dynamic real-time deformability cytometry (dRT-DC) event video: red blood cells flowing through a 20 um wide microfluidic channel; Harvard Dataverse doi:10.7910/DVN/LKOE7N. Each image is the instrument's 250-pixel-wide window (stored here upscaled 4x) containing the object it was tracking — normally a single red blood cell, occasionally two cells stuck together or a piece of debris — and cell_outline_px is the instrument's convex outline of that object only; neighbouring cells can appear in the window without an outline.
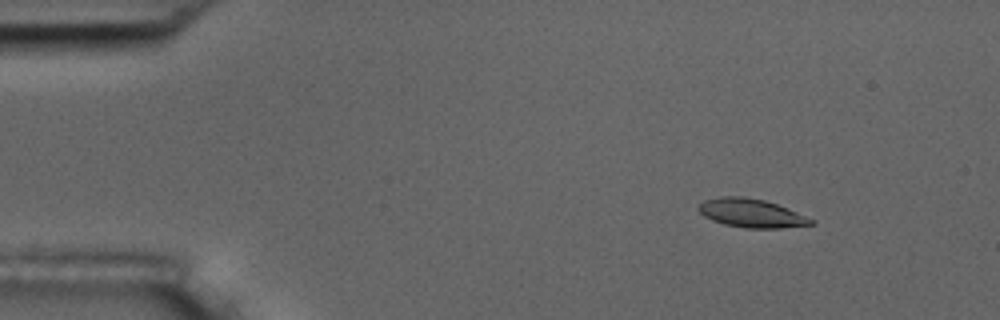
{"species": "common noctule bat (a hibernating species)", "species_latin": "Nyctalus noctula", "temperature_condition": "room temperature", "stored_images_in_passage": 56, "camera_frame_rate_fps": 3000, "um_per_image_px": 0.085, "animal": {"sex": "male", "body_mass_g": 17.5, "forearm_length_mm": 52.3}, "frame": {"image": 1, "passage_image": 7, "time_ms": 2.0, "image_size_px": [1000, 320], "cell_outline_px": [[816, 224], [780, 228], [744, 228], [724, 224], [712, 220], [704, 216], [696, 208], [704, 200], [720, 196], [744, 196], [764, 200], [776, 204], [816, 220]], "centroid_in_image_um": [63.86, 18.12], "position_along_channel_um": 21.1, "area_um2": 18.79}}
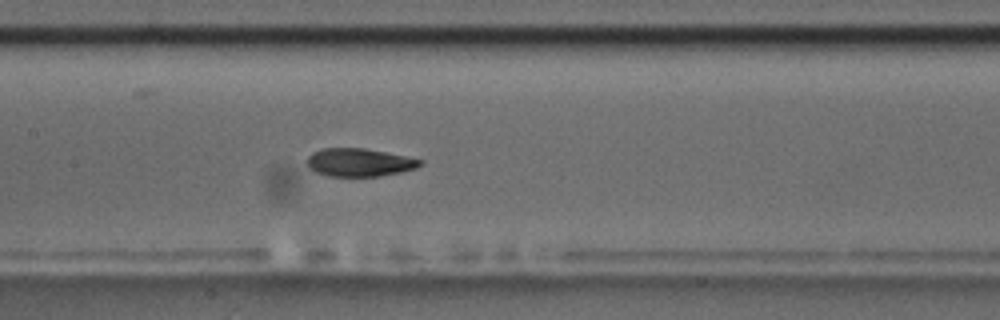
{"frame": {"image": 2, "passage_image": 27, "time_ms": 8.667, "image_size_px": [1000, 320], "cell_outline_px": [[424, 164], [416, 168], [400, 172], [380, 176], [328, 176], [316, 172], [308, 168], [308, 156], [312, 152], [324, 148], [364, 148], [424, 160]], "centroid_in_image_um": [30.54, 13.81], "position_along_channel_um": 176.9, "area_um2": 18.44}}
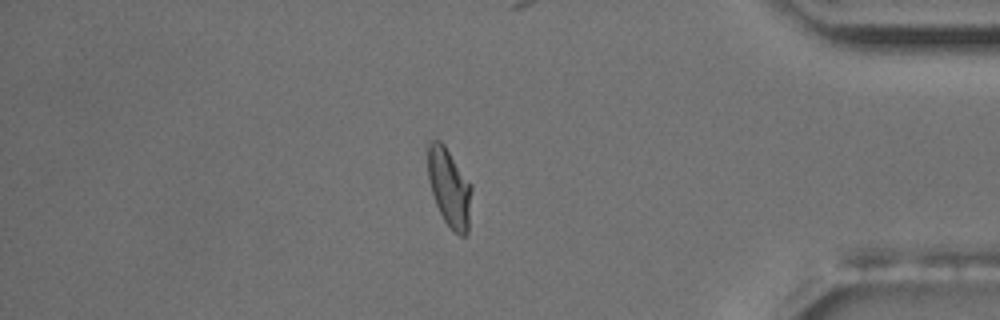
{"frame": {"image": 3, "passage_image": 48, "time_ms": 15.667, "image_size_px": [1000, 320], "cell_outline_px": [[472, 188], [468, 232], [464, 236], [460, 236], [444, 220], [436, 204], [428, 180], [428, 140], [440, 140], [444, 144], [472, 184]], "centroid_in_image_um": [38.2, 15.91], "position_along_channel_um": 397.0, "area_um2": 19.94}, "authors_computed_cell_mechanics": {"area_um2": 19.1896, "velocity_mm_per_s": 3.6047, "shape_relaxation_time_tau1_ms": 6.1718, "shape_relaxation_time_tau2_ms": 1.4918, "deformation_change_tau1": 0.1751, "deformation_change_tau2": 0.0682}}